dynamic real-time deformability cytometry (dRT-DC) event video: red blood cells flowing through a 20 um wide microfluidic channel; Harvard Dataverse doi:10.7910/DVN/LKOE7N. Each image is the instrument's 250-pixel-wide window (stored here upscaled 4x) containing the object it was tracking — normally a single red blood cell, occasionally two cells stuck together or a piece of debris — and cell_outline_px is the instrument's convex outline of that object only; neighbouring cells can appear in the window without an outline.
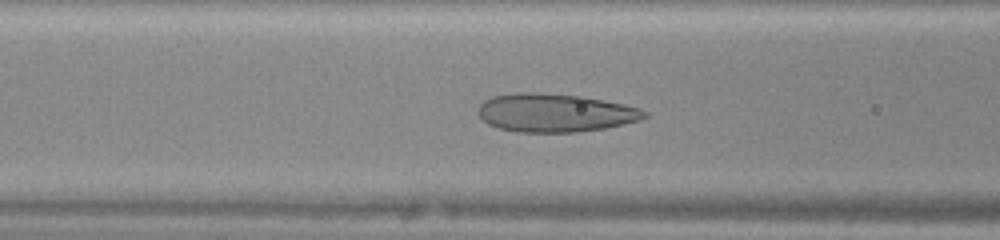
{"species": "human", "species_latin": "Homo sapiens", "temperature_condition": "warm", "stored_images_in_passage": 46, "camera_frame_rate_fps": 3000, "um_per_image_px": 0.085, "donor": {"sex": "female"}, "frame": {"image": 1, "passage_image": 17, "time_ms": 5.333, "image_size_px": [1000, 240], "cell_outline_px": [[648, 116], [640, 120], [624, 124], [604, 128], [576, 132], [516, 132], [500, 128], [488, 124], [476, 112], [480, 104], [484, 100], [492, 96], [516, 92], [536, 92], [584, 96], [624, 104], [640, 108], [648, 112]], "centroid_in_image_um": [47.18, 9.58], "position_along_channel_um": 119.4, "area_um2": 37.4}}
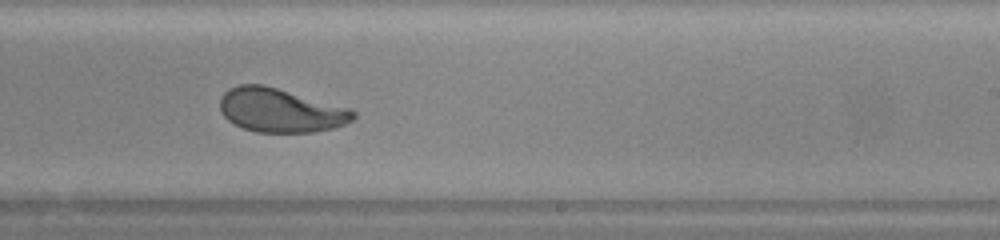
{"frame": {"image": 2, "passage_image": 27, "time_ms": 8.667, "image_size_px": [1000, 240], "cell_outline_px": [[356, 116], [352, 120], [336, 128], [312, 132], [256, 132], [244, 128], [228, 120], [220, 112], [220, 96], [228, 88], [240, 84], [264, 84], [352, 108], [356, 112]], "centroid_in_image_um": [23.86, 9.36], "position_along_channel_um": 265.1, "area_um2": 34.45}}
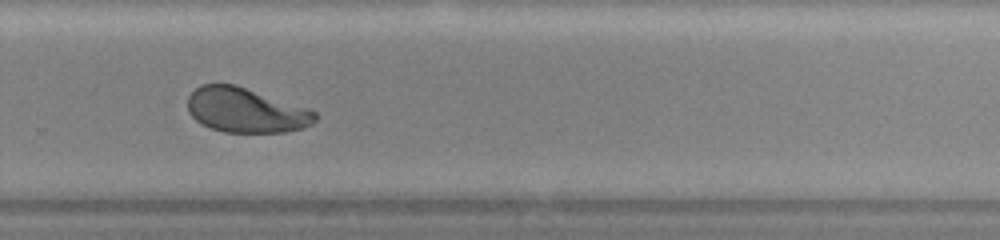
{"frame": {"image": 3, "passage_image": 30, "time_ms": 9.667, "image_size_px": [1000, 240], "cell_outline_px": [[316, 120], [312, 124], [304, 128], [284, 132], [224, 132], [212, 128], [196, 120], [188, 112], [188, 96], [200, 84], [236, 84], [308, 108], [316, 112]], "centroid_in_image_um": [20.9, 9.36], "position_along_channel_um": 308.9, "area_um2": 33.18}}